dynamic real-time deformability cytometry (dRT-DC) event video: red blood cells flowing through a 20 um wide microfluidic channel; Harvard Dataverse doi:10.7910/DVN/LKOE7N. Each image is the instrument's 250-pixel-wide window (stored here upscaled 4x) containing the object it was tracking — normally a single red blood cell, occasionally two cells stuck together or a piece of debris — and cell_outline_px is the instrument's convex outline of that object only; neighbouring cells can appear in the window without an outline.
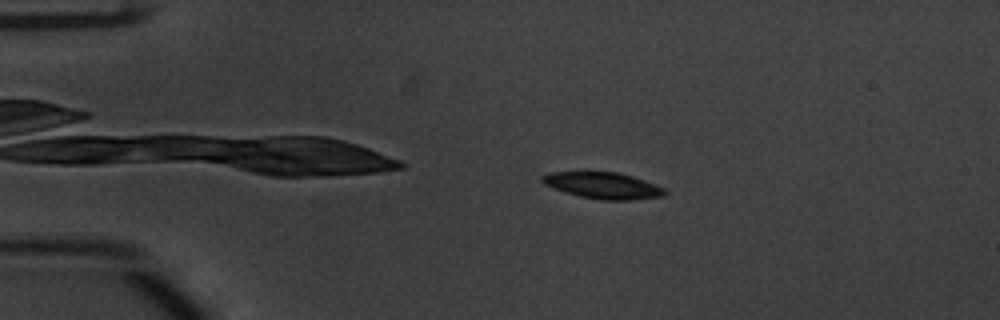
{"species": "common noctule bat (a hibernating species)", "species_latin": "Nyctalus noctula", "temperature_condition": "warm", "stored_images_in_passage": 48, "camera_frame_rate_fps": 3000, "um_per_image_px": 0.085, "animal": {"sex": "male", "body_mass_g": 20.1, "forearm_length_mm": 53.5}, "frame": {"image": 1, "passage_image": 6, "time_ms": 1.667, "image_size_px": [1000, 320], "cell_outline_px": [[668, 192], [664, 196], [632, 200], [600, 200], [580, 196], [544, 184], [540, 180], [540, 176], [552, 172], [616, 172], [632, 176], [644, 180], [664, 188]], "centroid_in_image_um": [51.29, 15.77], "position_along_channel_um": 33.7, "area_um2": 18.67}}
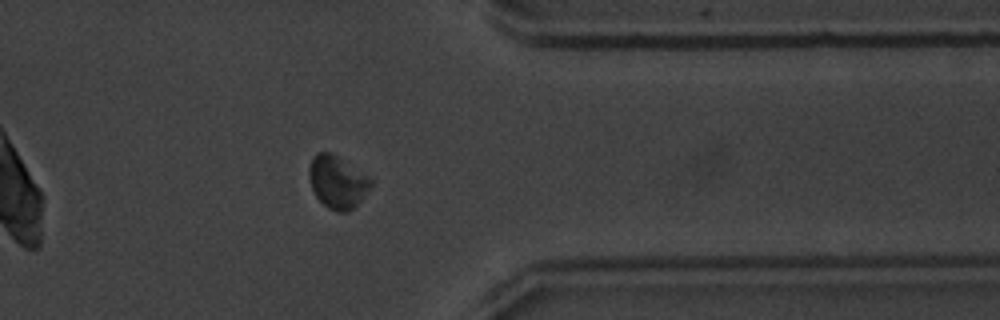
{"frame": {"image": 2, "passage_image": 38, "time_ms": 12.333, "image_size_px": [1000, 320], "cell_outline_px": [[372, 184], [360, 200], [348, 212], [336, 212], [328, 208], [316, 196], [312, 188], [308, 176], [308, 168], [312, 156], [316, 152], [332, 152], [368, 176], [372, 180]], "centroid_in_image_um": [28.64, 15.44], "position_along_channel_um": 382.8, "area_um2": 18.84}}
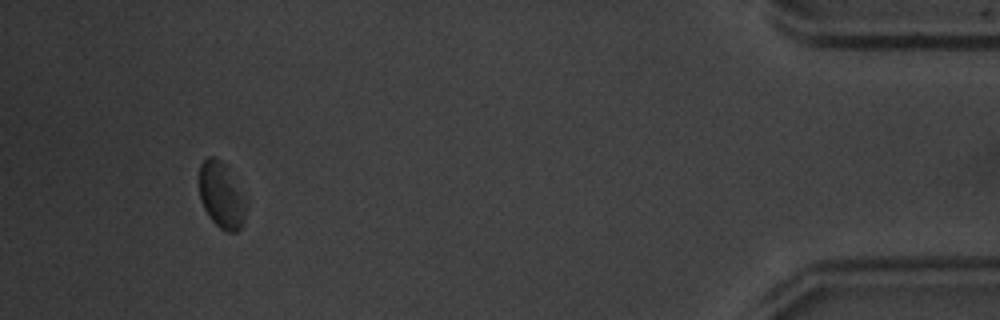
{"frame": {"image": 3, "passage_image": 45, "time_ms": 14.667, "image_size_px": [1000, 320], "cell_outline_px": [[244, 220], [240, 228], [236, 232], [228, 232], [220, 228], [208, 216], [200, 200], [196, 180], [200, 164], [208, 156], [212, 156], [220, 160], [224, 164], [240, 192], [244, 200]], "centroid_in_image_um": [18.72, 16.58], "position_along_channel_um": 416.5, "area_um2": 17.8}, "authors_computed_cell_mechanics": {"area_um2": 18.6405, "velocity_mm_per_s": 3.8005, "shape_relaxation_time_tau1_ms": 1.7382, "shape_relaxation_time_tau2_ms": 3.3065, "deformation_change_tau1": 0.0915, "deformation_change_tau2": 0.0813}}